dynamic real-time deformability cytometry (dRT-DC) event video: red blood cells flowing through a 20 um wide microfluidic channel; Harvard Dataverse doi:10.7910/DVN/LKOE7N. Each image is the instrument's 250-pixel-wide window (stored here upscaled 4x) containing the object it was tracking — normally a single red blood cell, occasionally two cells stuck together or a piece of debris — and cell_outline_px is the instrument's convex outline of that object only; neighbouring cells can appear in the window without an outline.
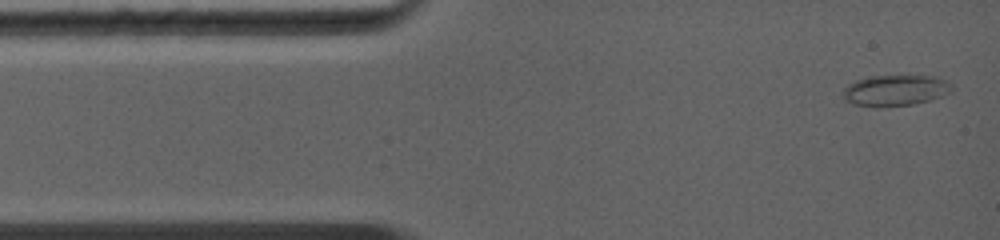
{"species": "common noctule bat (a hibernating species)", "species_latin": "Nyctalus noctula", "temperature_condition": "warm", "stored_images_in_passage": 10, "camera_frame_rate_fps": 5000, "um_per_image_px": 0.085, "animal": {"sex": "female", "body_mass_g": 19.0, "forearm_length_mm": 56.7}, "frame": {"image": 1, "passage_image": 1, "time_ms": 0.0, "image_size_px": [1000, 240], "cell_outline_px": [[952, 88], [948, 92], [940, 96], [928, 100], [912, 104], [880, 108], [876, 108], [856, 104], [844, 100], [840, 92], [848, 84], [856, 80], [868, 76], [936, 76], [948, 80], [952, 84]], "centroid_in_image_um": [76.04, 7.68], "position_along_channel_um": 9.0, "area_um2": 19.83}}
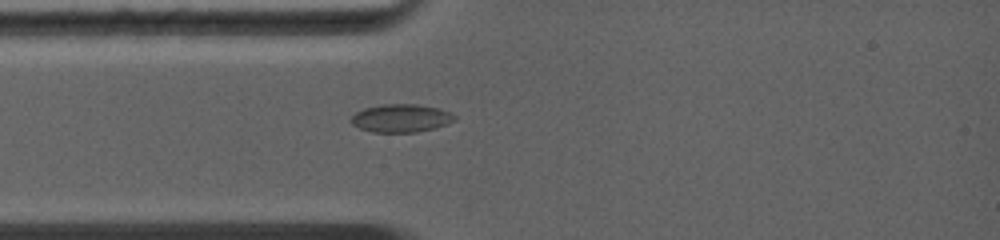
{"frame": {"image": 2, "passage_image": 10, "time_ms": 2.4, "image_size_px": [1000, 240], "cell_outline_px": [[456, 120], [448, 124], [436, 128], [416, 132], [372, 132], [360, 128], [352, 124], [352, 116], [356, 112], [364, 108], [380, 104], [416, 104], [440, 108], [456, 116]], "centroid_in_image_um": [34.11, 10.04], "position_along_channel_um": 50.9, "area_um2": 16.99}}